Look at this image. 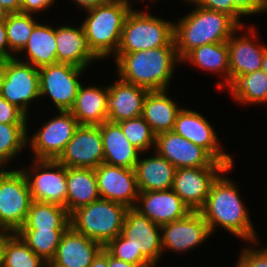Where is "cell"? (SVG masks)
<instances>
[{
  "label": "cell",
  "instance_id": "obj_1",
  "mask_svg": "<svg viewBox=\"0 0 267 267\" xmlns=\"http://www.w3.org/2000/svg\"><path fill=\"white\" fill-rule=\"evenodd\" d=\"M232 168L233 166L228 167L212 183L206 202L199 212L212 235L216 226H219L241 240L257 245L258 237L239 190L235 182L224 175Z\"/></svg>",
  "mask_w": 267,
  "mask_h": 267
},
{
  "label": "cell",
  "instance_id": "obj_2",
  "mask_svg": "<svg viewBox=\"0 0 267 267\" xmlns=\"http://www.w3.org/2000/svg\"><path fill=\"white\" fill-rule=\"evenodd\" d=\"M117 77L149 91L169 89L175 64L181 63L175 40L168 45L133 53H116Z\"/></svg>",
  "mask_w": 267,
  "mask_h": 267
},
{
  "label": "cell",
  "instance_id": "obj_3",
  "mask_svg": "<svg viewBox=\"0 0 267 267\" xmlns=\"http://www.w3.org/2000/svg\"><path fill=\"white\" fill-rule=\"evenodd\" d=\"M194 10L174 24V40L178 57L182 59L192 49L227 42L240 25L229 15L194 5Z\"/></svg>",
  "mask_w": 267,
  "mask_h": 267
},
{
  "label": "cell",
  "instance_id": "obj_4",
  "mask_svg": "<svg viewBox=\"0 0 267 267\" xmlns=\"http://www.w3.org/2000/svg\"><path fill=\"white\" fill-rule=\"evenodd\" d=\"M130 11L117 0L86 10L88 16L81 25L92 51L100 59L116 55L124 22Z\"/></svg>",
  "mask_w": 267,
  "mask_h": 267
},
{
  "label": "cell",
  "instance_id": "obj_5",
  "mask_svg": "<svg viewBox=\"0 0 267 267\" xmlns=\"http://www.w3.org/2000/svg\"><path fill=\"white\" fill-rule=\"evenodd\" d=\"M127 207L121 203L98 199L70 214V226L103 246L121 234Z\"/></svg>",
  "mask_w": 267,
  "mask_h": 267
},
{
  "label": "cell",
  "instance_id": "obj_6",
  "mask_svg": "<svg viewBox=\"0 0 267 267\" xmlns=\"http://www.w3.org/2000/svg\"><path fill=\"white\" fill-rule=\"evenodd\" d=\"M174 39V23L150 15L145 11L131 10L121 33L117 53H133L168 45Z\"/></svg>",
  "mask_w": 267,
  "mask_h": 267
},
{
  "label": "cell",
  "instance_id": "obj_7",
  "mask_svg": "<svg viewBox=\"0 0 267 267\" xmlns=\"http://www.w3.org/2000/svg\"><path fill=\"white\" fill-rule=\"evenodd\" d=\"M21 58L2 62L0 67V96L28 116V107L40 98L39 69Z\"/></svg>",
  "mask_w": 267,
  "mask_h": 267
},
{
  "label": "cell",
  "instance_id": "obj_8",
  "mask_svg": "<svg viewBox=\"0 0 267 267\" xmlns=\"http://www.w3.org/2000/svg\"><path fill=\"white\" fill-rule=\"evenodd\" d=\"M32 201L21 169H7L0 175V222L9 232L16 233L23 226Z\"/></svg>",
  "mask_w": 267,
  "mask_h": 267
},
{
  "label": "cell",
  "instance_id": "obj_9",
  "mask_svg": "<svg viewBox=\"0 0 267 267\" xmlns=\"http://www.w3.org/2000/svg\"><path fill=\"white\" fill-rule=\"evenodd\" d=\"M33 162L34 165L30 166L29 170L21 167L32 200L58 204L66 208V167L52 159H34Z\"/></svg>",
  "mask_w": 267,
  "mask_h": 267
},
{
  "label": "cell",
  "instance_id": "obj_10",
  "mask_svg": "<svg viewBox=\"0 0 267 267\" xmlns=\"http://www.w3.org/2000/svg\"><path fill=\"white\" fill-rule=\"evenodd\" d=\"M85 70L63 63L39 68L40 97L50 96L58 111H70L82 84L79 77Z\"/></svg>",
  "mask_w": 267,
  "mask_h": 267
},
{
  "label": "cell",
  "instance_id": "obj_11",
  "mask_svg": "<svg viewBox=\"0 0 267 267\" xmlns=\"http://www.w3.org/2000/svg\"><path fill=\"white\" fill-rule=\"evenodd\" d=\"M228 167L214 160L207 167L178 168L172 190L190 211H199L206 202L212 183Z\"/></svg>",
  "mask_w": 267,
  "mask_h": 267
},
{
  "label": "cell",
  "instance_id": "obj_12",
  "mask_svg": "<svg viewBox=\"0 0 267 267\" xmlns=\"http://www.w3.org/2000/svg\"><path fill=\"white\" fill-rule=\"evenodd\" d=\"M51 120L45 122L27 142L35 157L34 159L56 160L72 139L79 126L71 111L59 110Z\"/></svg>",
  "mask_w": 267,
  "mask_h": 267
},
{
  "label": "cell",
  "instance_id": "obj_13",
  "mask_svg": "<svg viewBox=\"0 0 267 267\" xmlns=\"http://www.w3.org/2000/svg\"><path fill=\"white\" fill-rule=\"evenodd\" d=\"M56 160L65 167L96 169L104 161L100 126L79 125Z\"/></svg>",
  "mask_w": 267,
  "mask_h": 267
},
{
  "label": "cell",
  "instance_id": "obj_14",
  "mask_svg": "<svg viewBox=\"0 0 267 267\" xmlns=\"http://www.w3.org/2000/svg\"><path fill=\"white\" fill-rule=\"evenodd\" d=\"M172 131L205 149L215 160L227 167L234 166V159L220 147L218 135L210 122L200 113L182 108Z\"/></svg>",
  "mask_w": 267,
  "mask_h": 267
},
{
  "label": "cell",
  "instance_id": "obj_15",
  "mask_svg": "<svg viewBox=\"0 0 267 267\" xmlns=\"http://www.w3.org/2000/svg\"><path fill=\"white\" fill-rule=\"evenodd\" d=\"M121 235L129 241L136 253H141L154 267L163 253L161 226L149 220L135 208H128Z\"/></svg>",
  "mask_w": 267,
  "mask_h": 267
},
{
  "label": "cell",
  "instance_id": "obj_16",
  "mask_svg": "<svg viewBox=\"0 0 267 267\" xmlns=\"http://www.w3.org/2000/svg\"><path fill=\"white\" fill-rule=\"evenodd\" d=\"M161 232L163 252L177 253L202 245L212 235L199 211H191L182 219L161 225Z\"/></svg>",
  "mask_w": 267,
  "mask_h": 267
},
{
  "label": "cell",
  "instance_id": "obj_17",
  "mask_svg": "<svg viewBox=\"0 0 267 267\" xmlns=\"http://www.w3.org/2000/svg\"><path fill=\"white\" fill-rule=\"evenodd\" d=\"M94 170L101 199L135 208L139 189L134 169L102 163Z\"/></svg>",
  "mask_w": 267,
  "mask_h": 267
},
{
  "label": "cell",
  "instance_id": "obj_18",
  "mask_svg": "<svg viewBox=\"0 0 267 267\" xmlns=\"http://www.w3.org/2000/svg\"><path fill=\"white\" fill-rule=\"evenodd\" d=\"M154 150L176 169L207 167L215 160L201 146L173 131L157 134Z\"/></svg>",
  "mask_w": 267,
  "mask_h": 267
},
{
  "label": "cell",
  "instance_id": "obj_19",
  "mask_svg": "<svg viewBox=\"0 0 267 267\" xmlns=\"http://www.w3.org/2000/svg\"><path fill=\"white\" fill-rule=\"evenodd\" d=\"M149 90L117 79L108 86L106 97L107 120L118 123L142 116L143 103Z\"/></svg>",
  "mask_w": 267,
  "mask_h": 267
},
{
  "label": "cell",
  "instance_id": "obj_20",
  "mask_svg": "<svg viewBox=\"0 0 267 267\" xmlns=\"http://www.w3.org/2000/svg\"><path fill=\"white\" fill-rule=\"evenodd\" d=\"M243 27L240 26L227 41L229 49V81L234 76L246 75L261 70L262 58L267 48V45L258 44L253 40L257 36L253 25L247 30L249 31L248 35L236 36L238 30H242Z\"/></svg>",
  "mask_w": 267,
  "mask_h": 267
},
{
  "label": "cell",
  "instance_id": "obj_21",
  "mask_svg": "<svg viewBox=\"0 0 267 267\" xmlns=\"http://www.w3.org/2000/svg\"><path fill=\"white\" fill-rule=\"evenodd\" d=\"M135 209L152 222L163 225L184 218L190 209L172 190L139 191Z\"/></svg>",
  "mask_w": 267,
  "mask_h": 267
},
{
  "label": "cell",
  "instance_id": "obj_22",
  "mask_svg": "<svg viewBox=\"0 0 267 267\" xmlns=\"http://www.w3.org/2000/svg\"><path fill=\"white\" fill-rule=\"evenodd\" d=\"M57 63L70 64L86 69L100 58L92 51L82 25L55 28Z\"/></svg>",
  "mask_w": 267,
  "mask_h": 267
},
{
  "label": "cell",
  "instance_id": "obj_23",
  "mask_svg": "<svg viewBox=\"0 0 267 267\" xmlns=\"http://www.w3.org/2000/svg\"><path fill=\"white\" fill-rule=\"evenodd\" d=\"M104 246L69 226L52 261L62 267H89Z\"/></svg>",
  "mask_w": 267,
  "mask_h": 267
},
{
  "label": "cell",
  "instance_id": "obj_24",
  "mask_svg": "<svg viewBox=\"0 0 267 267\" xmlns=\"http://www.w3.org/2000/svg\"><path fill=\"white\" fill-rule=\"evenodd\" d=\"M100 126L103 141V163L134 169L141 153L133 146L118 123L105 121Z\"/></svg>",
  "mask_w": 267,
  "mask_h": 267
},
{
  "label": "cell",
  "instance_id": "obj_25",
  "mask_svg": "<svg viewBox=\"0 0 267 267\" xmlns=\"http://www.w3.org/2000/svg\"><path fill=\"white\" fill-rule=\"evenodd\" d=\"M154 154L144 159L139 156L136 162L134 170L139 191L169 190L173 187L176 167L156 151Z\"/></svg>",
  "mask_w": 267,
  "mask_h": 267
},
{
  "label": "cell",
  "instance_id": "obj_26",
  "mask_svg": "<svg viewBox=\"0 0 267 267\" xmlns=\"http://www.w3.org/2000/svg\"><path fill=\"white\" fill-rule=\"evenodd\" d=\"M168 91H149L143 103L142 117L155 135L172 131L177 115L182 110L168 97Z\"/></svg>",
  "mask_w": 267,
  "mask_h": 267
},
{
  "label": "cell",
  "instance_id": "obj_27",
  "mask_svg": "<svg viewBox=\"0 0 267 267\" xmlns=\"http://www.w3.org/2000/svg\"><path fill=\"white\" fill-rule=\"evenodd\" d=\"M107 86H84L81 84L74 106L70 110L79 125H101L107 121Z\"/></svg>",
  "mask_w": 267,
  "mask_h": 267
},
{
  "label": "cell",
  "instance_id": "obj_28",
  "mask_svg": "<svg viewBox=\"0 0 267 267\" xmlns=\"http://www.w3.org/2000/svg\"><path fill=\"white\" fill-rule=\"evenodd\" d=\"M66 181V209L69 214L100 199L94 169L66 167Z\"/></svg>",
  "mask_w": 267,
  "mask_h": 267
},
{
  "label": "cell",
  "instance_id": "obj_29",
  "mask_svg": "<svg viewBox=\"0 0 267 267\" xmlns=\"http://www.w3.org/2000/svg\"><path fill=\"white\" fill-rule=\"evenodd\" d=\"M191 63L193 66L214 73L224 74V83H217L218 89H224L229 83V49L227 42L212 43L196 47L189 51L181 63Z\"/></svg>",
  "mask_w": 267,
  "mask_h": 267
},
{
  "label": "cell",
  "instance_id": "obj_30",
  "mask_svg": "<svg viewBox=\"0 0 267 267\" xmlns=\"http://www.w3.org/2000/svg\"><path fill=\"white\" fill-rule=\"evenodd\" d=\"M56 51L55 28L37 23L32 30L26 46L21 51L28 58L22 62L29 63L38 69L56 64Z\"/></svg>",
  "mask_w": 267,
  "mask_h": 267
},
{
  "label": "cell",
  "instance_id": "obj_31",
  "mask_svg": "<svg viewBox=\"0 0 267 267\" xmlns=\"http://www.w3.org/2000/svg\"><path fill=\"white\" fill-rule=\"evenodd\" d=\"M70 214L61 205L32 201L26 220L20 229L66 230Z\"/></svg>",
  "mask_w": 267,
  "mask_h": 267
},
{
  "label": "cell",
  "instance_id": "obj_32",
  "mask_svg": "<svg viewBox=\"0 0 267 267\" xmlns=\"http://www.w3.org/2000/svg\"><path fill=\"white\" fill-rule=\"evenodd\" d=\"M226 87L240 104L267 103V75L262 70L234 76Z\"/></svg>",
  "mask_w": 267,
  "mask_h": 267
},
{
  "label": "cell",
  "instance_id": "obj_33",
  "mask_svg": "<svg viewBox=\"0 0 267 267\" xmlns=\"http://www.w3.org/2000/svg\"><path fill=\"white\" fill-rule=\"evenodd\" d=\"M66 230L19 229L16 234L44 261L54 258L61 237Z\"/></svg>",
  "mask_w": 267,
  "mask_h": 267
},
{
  "label": "cell",
  "instance_id": "obj_34",
  "mask_svg": "<svg viewBox=\"0 0 267 267\" xmlns=\"http://www.w3.org/2000/svg\"><path fill=\"white\" fill-rule=\"evenodd\" d=\"M28 123H0V163L8 162L27 148Z\"/></svg>",
  "mask_w": 267,
  "mask_h": 267
},
{
  "label": "cell",
  "instance_id": "obj_35",
  "mask_svg": "<svg viewBox=\"0 0 267 267\" xmlns=\"http://www.w3.org/2000/svg\"><path fill=\"white\" fill-rule=\"evenodd\" d=\"M27 13H9L5 21L7 41L10 51L16 56L26 46L28 39L38 23L36 17Z\"/></svg>",
  "mask_w": 267,
  "mask_h": 267
},
{
  "label": "cell",
  "instance_id": "obj_36",
  "mask_svg": "<svg viewBox=\"0 0 267 267\" xmlns=\"http://www.w3.org/2000/svg\"><path fill=\"white\" fill-rule=\"evenodd\" d=\"M45 261L37 256L16 234L5 237L3 267H43Z\"/></svg>",
  "mask_w": 267,
  "mask_h": 267
},
{
  "label": "cell",
  "instance_id": "obj_37",
  "mask_svg": "<svg viewBox=\"0 0 267 267\" xmlns=\"http://www.w3.org/2000/svg\"><path fill=\"white\" fill-rule=\"evenodd\" d=\"M123 134L141 153L155 147L156 135L142 116L118 122Z\"/></svg>",
  "mask_w": 267,
  "mask_h": 267
},
{
  "label": "cell",
  "instance_id": "obj_38",
  "mask_svg": "<svg viewBox=\"0 0 267 267\" xmlns=\"http://www.w3.org/2000/svg\"><path fill=\"white\" fill-rule=\"evenodd\" d=\"M104 249L114 258L138 267H154L141 253H136L129 241L121 234L110 240Z\"/></svg>",
  "mask_w": 267,
  "mask_h": 267
},
{
  "label": "cell",
  "instance_id": "obj_39",
  "mask_svg": "<svg viewBox=\"0 0 267 267\" xmlns=\"http://www.w3.org/2000/svg\"><path fill=\"white\" fill-rule=\"evenodd\" d=\"M235 267H267V247H244Z\"/></svg>",
  "mask_w": 267,
  "mask_h": 267
},
{
  "label": "cell",
  "instance_id": "obj_40",
  "mask_svg": "<svg viewBox=\"0 0 267 267\" xmlns=\"http://www.w3.org/2000/svg\"><path fill=\"white\" fill-rule=\"evenodd\" d=\"M194 5L208 10L222 12L232 17L240 26L241 16H244L232 3L231 0H193Z\"/></svg>",
  "mask_w": 267,
  "mask_h": 267
},
{
  "label": "cell",
  "instance_id": "obj_41",
  "mask_svg": "<svg viewBox=\"0 0 267 267\" xmlns=\"http://www.w3.org/2000/svg\"><path fill=\"white\" fill-rule=\"evenodd\" d=\"M28 119L21 109L0 96V123H27Z\"/></svg>",
  "mask_w": 267,
  "mask_h": 267
},
{
  "label": "cell",
  "instance_id": "obj_42",
  "mask_svg": "<svg viewBox=\"0 0 267 267\" xmlns=\"http://www.w3.org/2000/svg\"><path fill=\"white\" fill-rule=\"evenodd\" d=\"M233 5L248 17L253 14L265 13L267 11V0H231Z\"/></svg>",
  "mask_w": 267,
  "mask_h": 267
},
{
  "label": "cell",
  "instance_id": "obj_43",
  "mask_svg": "<svg viewBox=\"0 0 267 267\" xmlns=\"http://www.w3.org/2000/svg\"><path fill=\"white\" fill-rule=\"evenodd\" d=\"M56 0H22L21 12L27 14H36L42 12V10L46 11L51 4Z\"/></svg>",
  "mask_w": 267,
  "mask_h": 267
},
{
  "label": "cell",
  "instance_id": "obj_44",
  "mask_svg": "<svg viewBox=\"0 0 267 267\" xmlns=\"http://www.w3.org/2000/svg\"><path fill=\"white\" fill-rule=\"evenodd\" d=\"M9 49L5 22L0 23V62L15 58Z\"/></svg>",
  "mask_w": 267,
  "mask_h": 267
},
{
  "label": "cell",
  "instance_id": "obj_45",
  "mask_svg": "<svg viewBox=\"0 0 267 267\" xmlns=\"http://www.w3.org/2000/svg\"><path fill=\"white\" fill-rule=\"evenodd\" d=\"M0 5L8 13H19L21 12L22 0H0Z\"/></svg>",
  "mask_w": 267,
  "mask_h": 267
},
{
  "label": "cell",
  "instance_id": "obj_46",
  "mask_svg": "<svg viewBox=\"0 0 267 267\" xmlns=\"http://www.w3.org/2000/svg\"><path fill=\"white\" fill-rule=\"evenodd\" d=\"M89 267H108V252L103 248Z\"/></svg>",
  "mask_w": 267,
  "mask_h": 267
},
{
  "label": "cell",
  "instance_id": "obj_47",
  "mask_svg": "<svg viewBox=\"0 0 267 267\" xmlns=\"http://www.w3.org/2000/svg\"><path fill=\"white\" fill-rule=\"evenodd\" d=\"M76 2L80 8L82 7L83 10H89L92 9L98 5H101L103 3H106L110 0H72Z\"/></svg>",
  "mask_w": 267,
  "mask_h": 267
},
{
  "label": "cell",
  "instance_id": "obj_48",
  "mask_svg": "<svg viewBox=\"0 0 267 267\" xmlns=\"http://www.w3.org/2000/svg\"><path fill=\"white\" fill-rule=\"evenodd\" d=\"M108 267H138V266L116 259L108 253Z\"/></svg>",
  "mask_w": 267,
  "mask_h": 267
},
{
  "label": "cell",
  "instance_id": "obj_49",
  "mask_svg": "<svg viewBox=\"0 0 267 267\" xmlns=\"http://www.w3.org/2000/svg\"><path fill=\"white\" fill-rule=\"evenodd\" d=\"M5 237H0V267H3Z\"/></svg>",
  "mask_w": 267,
  "mask_h": 267
},
{
  "label": "cell",
  "instance_id": "obj_50",
  "mask_svg": "<svg viewBox=\"0 0 267 267\" xmlns=\"http://www.w3.org/2000/svg\"><path fill=\"white\" fill-rule=\"evenodd\" d=\"M261 70L264 71L267 75V48L265 49V52L262 58Z\"/></svg>",
  "mask_w": 267,
  "mask_h": 267
},
{
  "label": "cell",
  "instance_id": "obj_51",
  "mask_svg": "<svg viewBox=\"0 0 267 267\" xmlns=\"http://www.w3.org/2000/svg\"><path fill=\"white\" fill-rule=\"evenodd\" d=\"M9 13L0 5V23L7 20Z\"/></svg>",
  "mask_w": 267,
  "mask_h": 267
},
{
  "label": "cell",
  "instance_id": "obj_52",
  "mask_svg": "<svg viewBox=\"0 0 267 267\" xmlns=\"http://www.w3.org/2000/svg\"><path fill=\"white\" fill-rule=\"evenodd\" d=\"M11 232H9L5 226L0 222V237H7Z\"/></svg>",
  "mask_w": 267,
  "mask_h": 267
},
{
  "label": "cell",
  "instance_id": "obj_53",
  "mask_svg": "<svg viewBox=\"0 0 267 267\" xmlns=\"http://www.w3.org/2000/svg\"><path fill=\"white\" fill-rule=\"evenodd\" d=\"M120 1L122 4H124L126 7H128L129 9L133 10L132 6H131V1L130 0H117ZM137 1V0H136ZM141 0H138V2L140 3ZM144 1V0H143ZM154 1V0H152Z\"/></svg>",
  "mask_w": 267,
  "mask_h": 267
},
{
  "label": "cell",
  "instance_id": "obj_54",
  "mask_svg": "<svg viewBox=\"0 0 267 267\" xmlns=\"http://www.w3.org/2000/svg\"><path fill=\"white\" fill-rule=\"evenodd\" d=\"M43 267H62V266H60V265L54 263L52 260H50V261H45Z\"/></svg>",
  "mask_w": 267,
  "mask_h": 267
},
{
  "label": "cell",
  "instance_id": "obj_55",
  "mask_svg": "<svg viewBox=\"0 0 267 267\" xmlns=\"http://www.w3.org/2000/svg\"><path fill=\"white\" fill-rule=\"evenodd\" d=\"M3 164L0 163V175L6 170Z\"/></svg>",
  "mask_w": 267,
  "mask_h": 267
}]
</instances>
